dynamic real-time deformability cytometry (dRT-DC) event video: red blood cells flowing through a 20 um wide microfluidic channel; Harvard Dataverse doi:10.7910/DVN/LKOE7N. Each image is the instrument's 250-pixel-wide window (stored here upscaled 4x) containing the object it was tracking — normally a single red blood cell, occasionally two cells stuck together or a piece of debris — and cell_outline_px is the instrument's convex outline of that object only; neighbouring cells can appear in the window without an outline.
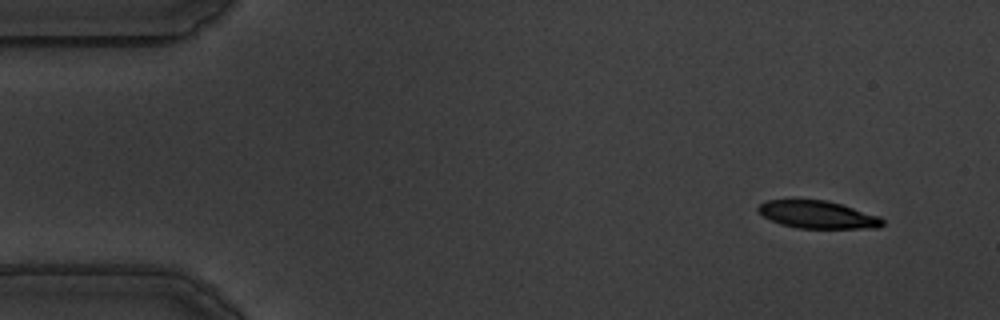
{"species": "common noctule bat (a hibernating species)", "species_latin": "Nyctalus noctula", "temperature_condition": "warm", "stored_images_in_passage": 57, "camera_frame_rate_fps": 3000, "um_per_image_px": 0.085, "animal": {"sex": "male", "body_mass_g": 19.5, "forearm_length_mm": 54.6}, "frame": {"image": 1, "passage_image": 5, "time_ms": 1.333, "image_size_px": [1000, 320], "cell_outline_px": [[884, 224], [880, 228], [796, 228], [780, 224], [764, 216], [756, 208], [764, 200], [828, 200], [880, 216], [884, 220]], "centroid_in_image_um": [69.53, 18.25], "position_along_channel_um": 15.5, "area_um2": 20.0}}
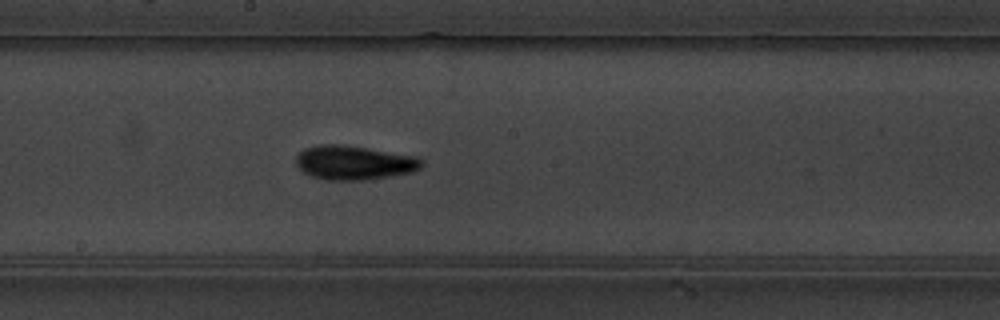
{"frame": {"image": 2, "passage_image": 31, "time_ms": 10.0, "image_size_px": [1000, 320], "cell_outline_px": [[424, 164], [420, 168], [412, 172], [364, 180], [324, 180], [312, 176], [304, 172], [296, 164], [296, 156], [304, 148], [320, 144], [340, 144], [368, 148], [416, 156], [424, 160]], "centroid_in_image_um": [30.1, 13.82], "position_along_channel_um": 218.1, "area_um2": 25.03}}
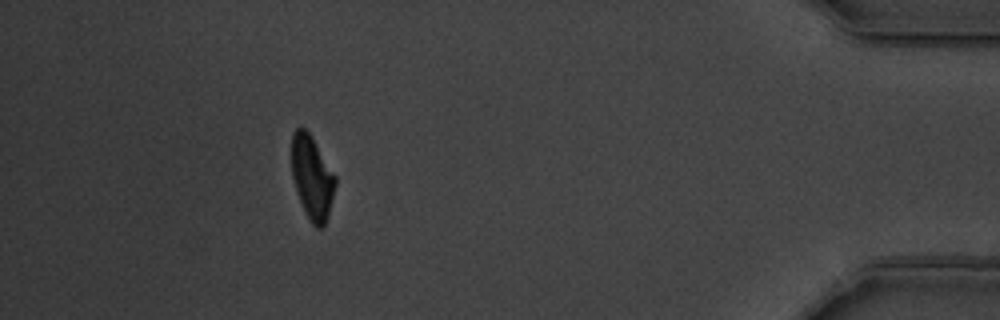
{"frame": {"image": 3, "passage_image": 52, "time_ms": 17.0, "image_size_px": [1000, 320], "cell_outline_px": [[336, 184], [328, 216], [324, 224], [320, 228], [316, 228], [312, 224], [304, 212], [292, 176], [292, 132], [296, 128], [304, 128], [312, 136], [336, 176]], "centroid_in_image_um": [26.53, 15.08], "position_along_channel_um": 408.7, "area_um2": 21.15}, "authors_computed_cell_mechanics": {"area_um2": 22.4264, "velocity_mm_per_s": 3.5122, "shape_relaxation_time_tau1_ms": 3.6679, "shape_relaxation_time_tau2_ms": 5.8475, "deformation_change_tau1": 0.1478, "deformation_change_tau2": 0.131}}